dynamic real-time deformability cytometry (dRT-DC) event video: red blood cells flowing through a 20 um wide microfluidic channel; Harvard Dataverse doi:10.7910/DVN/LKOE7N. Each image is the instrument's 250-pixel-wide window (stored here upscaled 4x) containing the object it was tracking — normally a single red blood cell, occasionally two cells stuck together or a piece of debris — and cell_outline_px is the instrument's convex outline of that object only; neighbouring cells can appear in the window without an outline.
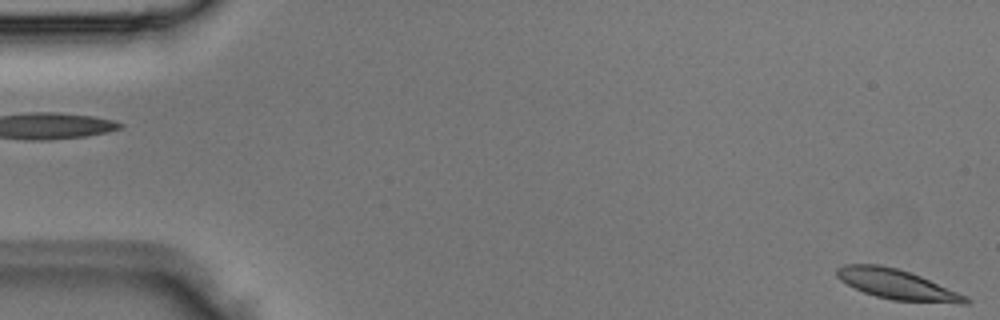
{"species": "Egyptian fruit bat (a non-hibernating species)", "species_latin": "Rousettus aegyptiacus", "temperature_condition": "room temperature", "stored_images_in_passage": 4, "camera_frame_rate_fps": 3000, "um_per_image_px": 0.085, "animal": {"sex": "male"}, "frame": {"image": 1, "passage_image": 4, "time_ms": 1.0, "image_size_px": [1000, 320], "cell_outline_px": [[972, 300], [968, 304], [960, 304], [892, 300], [876, 296], [864, 292], [840, 280], [836, 276], [836, 268], [844, 264], [880, 264], [896, 268], [920, 276], [968, 296]], "centroid_in_image_um": [76.28, 24.18], "position_along_channel_um": 8.7, "area_um2": 22.48}}